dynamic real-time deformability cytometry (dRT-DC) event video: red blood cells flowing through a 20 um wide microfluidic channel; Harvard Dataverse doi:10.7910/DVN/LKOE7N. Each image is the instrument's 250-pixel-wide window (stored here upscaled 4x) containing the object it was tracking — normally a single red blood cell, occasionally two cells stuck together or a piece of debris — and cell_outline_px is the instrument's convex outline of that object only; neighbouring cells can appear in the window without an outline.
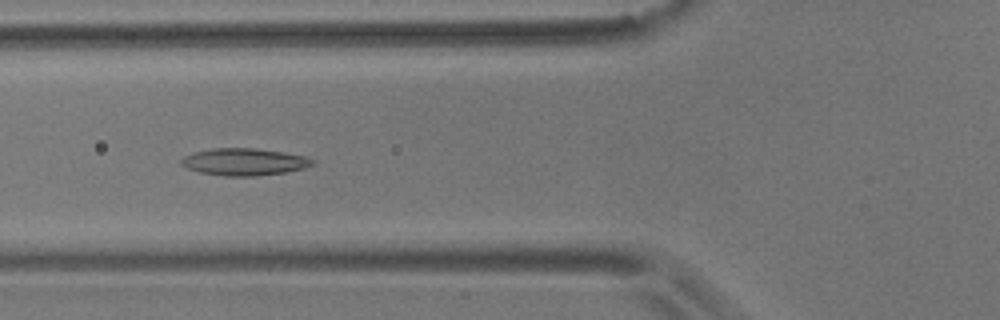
{"species": "common noctule bat (a hibernating species)", "species_latin": "Nyctalus noctula", "temperature_condition": "room temperature", "stored_images_in_passage": 8, "camera_frame_rate_fps": 3000, "um_per_image_px": 0.085, "animal": {"sex": "male", "body_mass_g": 17.9}, "frame": {"image": 1, "passage_image": 6, "time_ms": 5.667, "image_size_px": [1000, 320], "cell_outline_px": [[316, 164], [304, 168], [288, 172], [256, 176], [224, 176], [200, 172], [188, 168], [180, 164], [180, 160], [184, 156], [192, 152], [212, 148], [252, 148], [284, 152], [304, 156], [316, 160]], "centroid_in_image_um": [20.78, 13.76], "position_along_channel_um": 105.0, "area_um2": 20.92}}
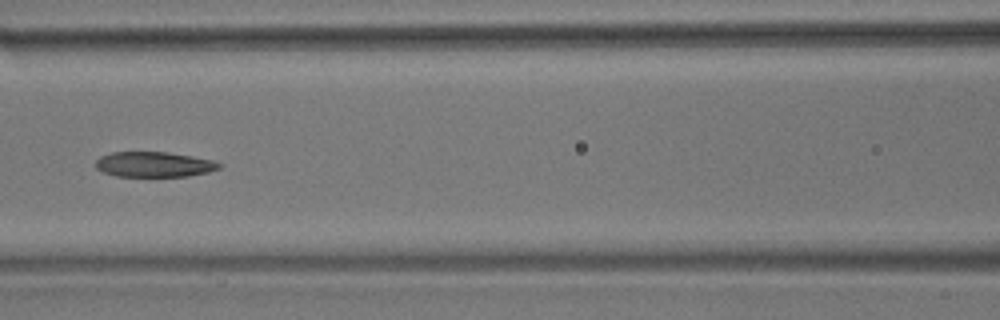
{"frame": {"image": 2, "passage_image": 7, "time_ms": 7.0, "image_size_px": [1000, 320], "cell_outline_px": [[224, 164], [220, 168], [208, 172], [188, 176], [116, 176], [104, 172], [96, 168], [96, 160], [100, 156], [112, 152], [168, 152], [192, 156], [212, 160]], "centroid_in_image_um": [13.11, 13.97], "position_along_channel_um": 153.5, "area_um2": 18.15}}
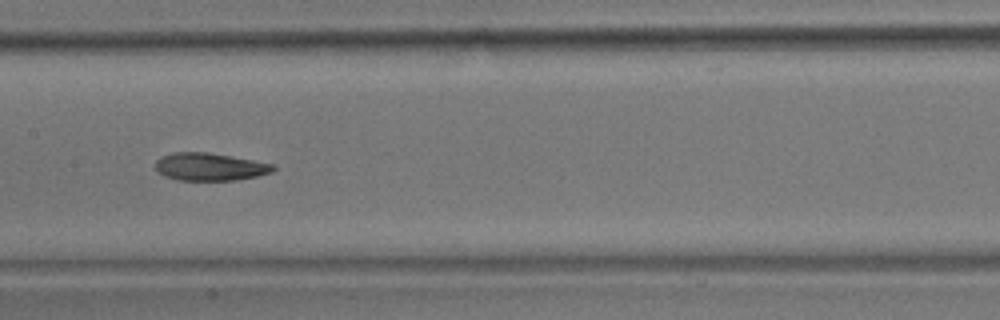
{"frame": {"image": 3, "passage_image": 8, "time_ms": 8.0, "image_size_px": [1000, 320], "cell_outline_px": [[276, 168], [272, 172], [256, 176], [236, 180], [176, 180], [164, 176], [156, 172], [156, 160], [164, 156], [176, 152], [208, 152], [252, 160], [272, 164]], "centroid_in_image_um": [17.81, 14.18], "position_along_channel_um": 189.6, "area_um2": 18.84}}